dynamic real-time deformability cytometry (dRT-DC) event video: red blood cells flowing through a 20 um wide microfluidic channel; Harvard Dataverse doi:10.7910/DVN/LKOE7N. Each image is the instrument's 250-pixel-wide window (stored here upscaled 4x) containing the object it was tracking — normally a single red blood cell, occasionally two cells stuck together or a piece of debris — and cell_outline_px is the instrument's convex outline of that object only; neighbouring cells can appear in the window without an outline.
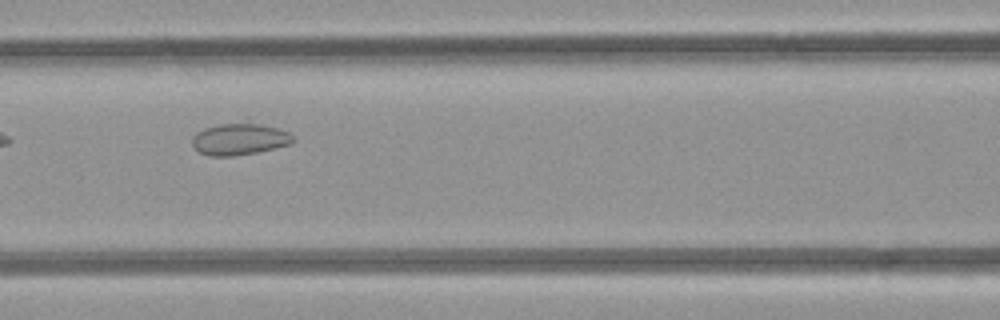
{"species": "common noctule bat (a hibernating species)", "species_latin": "Nyctalus noctula", "temperature_condition": "room temperature", "stored_images_in_passage": 4, "camera_frame_rate_fps": 3000, "um_per_image_px": 0.085, "animal": {"sex": "female", "body_mass_g": 21.9}, "frame": {"image": 1, "passage_image": 3, "time_ms": 2.333, "image_size_px": [1000, 320], "cell_outline_px": [[296, 140], [288, 144], [256, 152], [232, 156], [208, 156], [200, 152], [192, 144], [192, 136], [196, 132], [204, 128], [248, 116], [288, 132]], "centroid_in_image_um": [20.37, 11.72], "position_along_channel_um": 146.2, "area_um2": 19.77}}
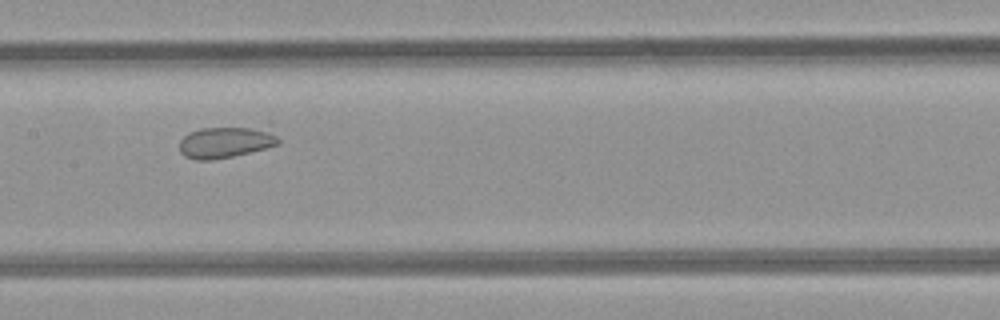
{"frame": {"image": 2, "passage_image": 4, "time_ms": 3.333, "image_size_px": [1000, 320], "cell_outline_px": [[280, 144], [232, 156], [212, 160], [196, 160], [184, 156], [180, 152], [180, 140], [188, 132], [200, 128], [268, 120], [272, 120], [280, 140]], "centroid_in_image_um": [19.43, 11.92], "position_along_channel_um": 188.0, "area_um2": 20.46}}